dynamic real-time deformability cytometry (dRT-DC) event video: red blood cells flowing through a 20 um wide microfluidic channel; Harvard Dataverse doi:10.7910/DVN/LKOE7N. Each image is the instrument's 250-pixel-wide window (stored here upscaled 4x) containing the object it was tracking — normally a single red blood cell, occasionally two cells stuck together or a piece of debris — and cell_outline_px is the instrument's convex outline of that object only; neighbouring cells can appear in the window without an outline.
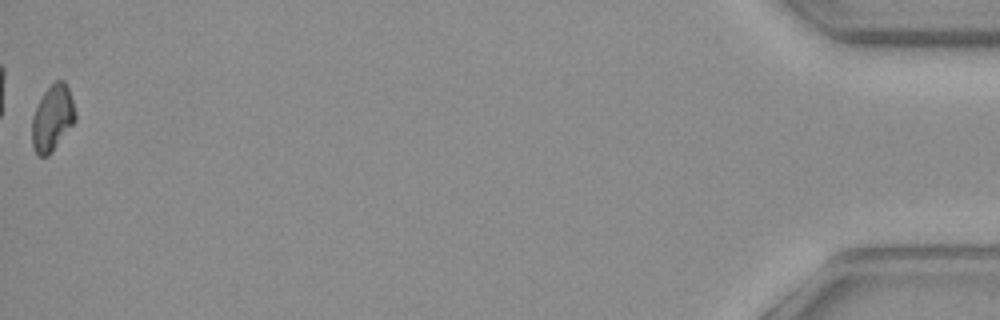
{"species": "common noctule bat (a hibernating species)", "species_latin": "Nyctalus noctula", "temperature_condition": "warm", "stored_images_in_passage": 36, "camera_frame_rate_fps": 3000, "um_per_image_px": 0.085, "animal": {"sex": "female", "body_mass_g": 19.3, "forearm_length_mm": 54.1}, "frame": {"image": 1, "passage_image": 36, "time_ms": 11.667, "image_size_px": [1000, 320], "cell_outline_px": [[76, 120], [52, 152], [48, 156], [36, 156], [32, 144], [32, 116], [44, 92], [56, 80], [64, 80], [68, 88], [76, 112]], "centroid_in_image_um": [4.45, 10.07], "position_along_channel_um": 430.7, "area_um2": 16.59}}